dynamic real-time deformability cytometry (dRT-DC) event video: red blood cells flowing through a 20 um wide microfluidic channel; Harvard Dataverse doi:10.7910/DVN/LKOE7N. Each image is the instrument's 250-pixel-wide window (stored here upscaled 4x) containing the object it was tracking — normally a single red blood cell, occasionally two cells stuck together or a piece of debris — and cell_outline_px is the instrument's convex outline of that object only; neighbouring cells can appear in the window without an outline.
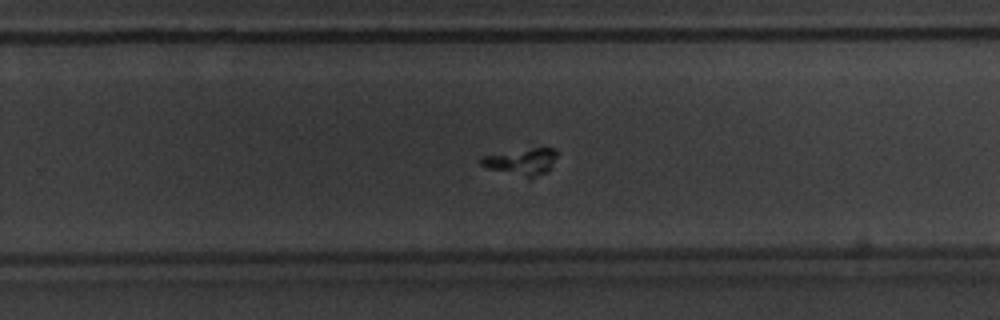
{"species": "common noctule bat (a hibernating species)", "species_latin": "Nyctalus noctula", "temperature_condition": "warm", "stored_images_in_passage": 50, "segment_of_instrument_passage": [1, 2], "camera_frame_rate_fps": 3000, "um_per_image_px": 0.085, "animal": {"sex": "male", "body_mass_g": 20.1, "forearm_length_mm": 53.5}, "frame": {"image": 1, "passage_image": 31, "time_ms": 10.0, "image_size_px": [1000, 320], "cell_outline_px": [[556, 156], [548, 172], [532, 176], [528, 176], [488, 168], [480, 164], [480, 156], [532, 148], [556, 148]], "centroid_in_image_um": [44.33, 13.7], "position_along_channel_um": 285.5, "area_um2": 11.21}}
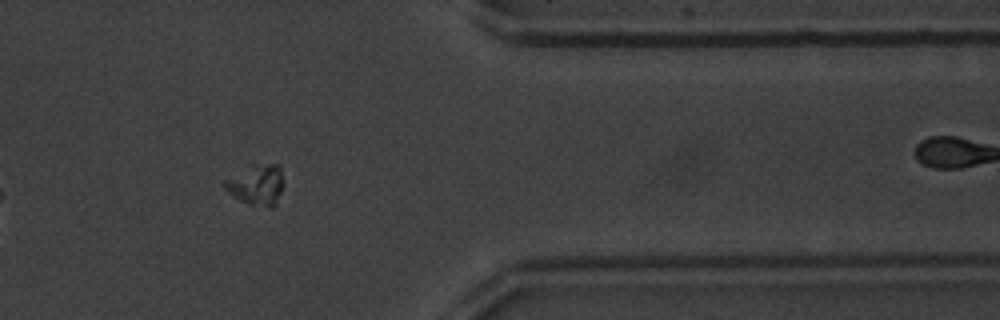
{"frame": {"image": 2, "passage_image": 40, "time_ms": 13.0, "image_size_px": [1000, 320], "cell_outline_px": [[284, 184], [276, 204], [272, 208], [268, 208], [248, 204], [232, 196], [228, 192], [224, 184], [224, 180], [252, 160], [280, 164]], "centroid_in_image_um": [21.82, 15.62], "position_along_channel_um": 389.6, "area_um2": 14.91}}
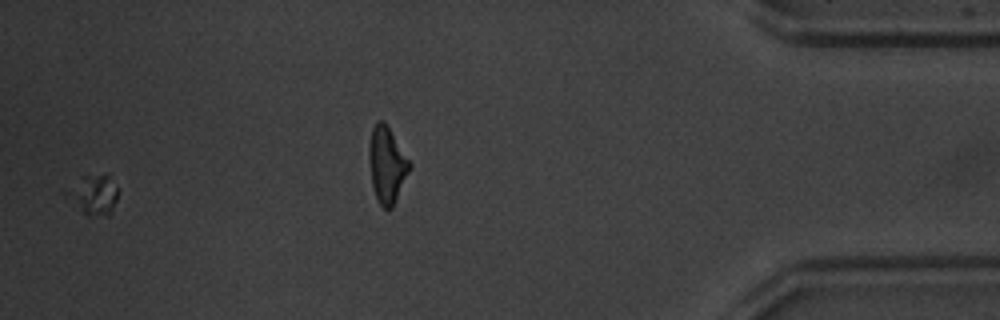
{"frame": {"image": 3, "passage_image": 48, "time_ms": 15.667, "image_size_px": [1000, 320], "cell_outline_px": [[116, 200], [112, 212], [108, 216], [88, 216], [60, 188], [80, 176], [108, 176], [116, 188]], "centroid_in_image_um": [7.87, 16.54], "position_along_channel_um": 427.3, "area_um2": 11.79}}